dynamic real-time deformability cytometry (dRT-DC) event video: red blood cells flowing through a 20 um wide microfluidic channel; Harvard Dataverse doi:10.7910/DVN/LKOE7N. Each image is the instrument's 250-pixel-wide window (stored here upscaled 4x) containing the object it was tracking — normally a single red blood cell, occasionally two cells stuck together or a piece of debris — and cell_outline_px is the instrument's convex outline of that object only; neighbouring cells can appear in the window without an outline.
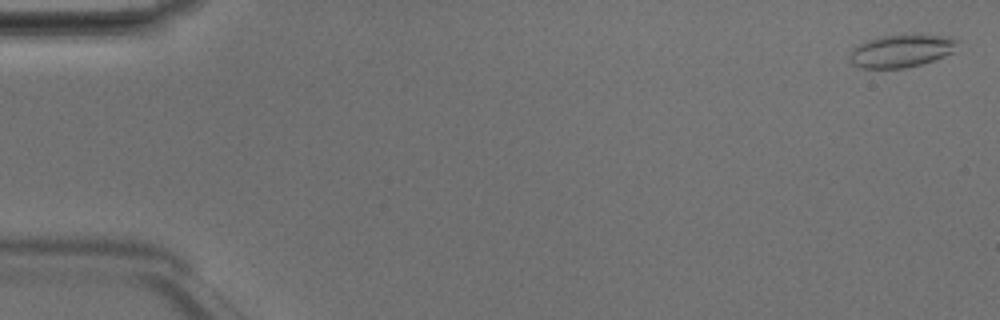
{"species": "Egyptian fruit bat (a non-hibernating species)", "species_latin": "Rousettus aegyptiacus", "temperature_condition": "room temperature", "stored_images_in_passage": 49, "camera_frame_rate_fps": 3000, "um_per_image_px": 0.085, "animal": {"sex": "male"}, "frame": {"image": 1, "passage_image": 2, "time_ms": 0.333, "image_size_px": [1000, 320], "cell_outline_px": [[960, 40], [952, 52], [944, 56], [920, 64], [904, 68], [860, 68], [852, 64], [848, 60], [848, 56], [852, 48], [868, 40], [880, 36], [912, 32], [944, 36]], "centroid_in_image_um": [76.58, 4.29], "position_along_channel_um": 8.4, "area_um2": 21.04}}
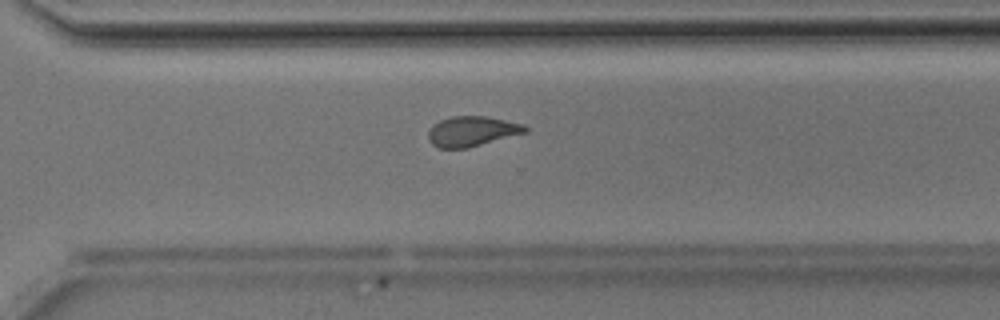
{"frame": {"image": 2, "passage_image": 35, "time_ms": 11.333, "image_size_px": [1000, 320], "cell_outline_px": [[528, 132], [468, 148], [436, 148], [428, 140], [428, 132], [432, 124], [440, 120], [452, 116], [488, 116], [524, 124], [528, 128]], "centroid_in_image_um": [40.11, 11.16], "position_along_channel_um": 330.5, "area_um2": 17.22}}
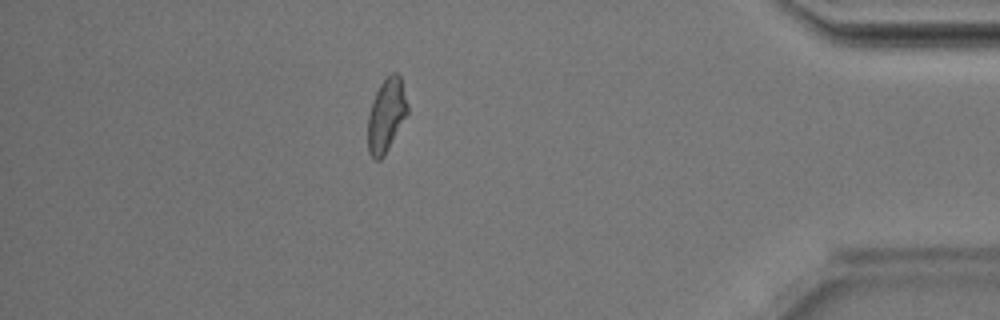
{"frame": {"image": 3, "passage_image": 43, "time_ms": 14.0, "image_size_px": [1000, 320], "cell_outline_px": [[408, 112], [384, 156], [380, 160], [376, 160], [368, 152], [368, 116], [376, 92], [380, 84], [392, 72], [396, 72], [400, 76], [408, 104]], "centroid_in_image_um": [32.84, 9.79], "position_along_channel_um": 402.4, "area_um2": 16.7}, "authors_computed_cell_mechanics": {"area_um2": 17.2822, "velocity_mm_per_s": 4.2241, "shape_relaxation_time_tau1_ms": 8.3777, "shape_relaxation_time_tau2_ms": 1.5007, "deformation_change_tau1": 0.2033, "deformation_change_tau2": 0.0891}}